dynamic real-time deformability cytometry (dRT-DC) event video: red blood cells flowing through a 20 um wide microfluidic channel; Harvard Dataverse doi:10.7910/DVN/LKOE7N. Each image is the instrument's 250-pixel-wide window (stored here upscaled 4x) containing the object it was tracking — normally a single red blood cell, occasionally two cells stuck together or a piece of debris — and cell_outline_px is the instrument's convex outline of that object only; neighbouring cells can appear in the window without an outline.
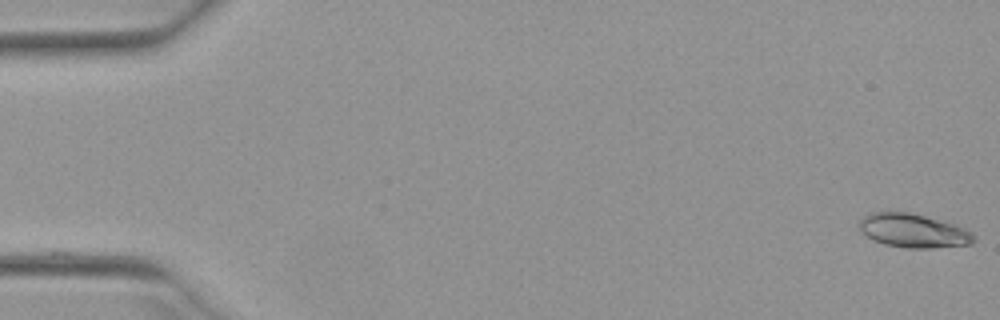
{"species": "Egyptian fruit bat (a non-hibernating species)", "species_latin": "Rousettus aegyptiacus", "temperature_condition": "warm", "stored_images_in_passage": 52, "camera_frame_rate_fps": 3000, "um_per_image_px": 0.085, "animal": {"sex": "female"}, "frame": {"image": 1, "passage_image": 1, "time_ms": 0.0, "image_size_px": [1000, 320], "cell_outline_px": [[976, 240], [972, 244], [932, 248], [908, 248], [884, 244], [868, 236], [856, 224], [868, 212], [908, 212], [956, 224], [972, 232], [976, 236]], "centroid_in_image_um": [77.67, 19.61], "position_along_channel_um": 7.3, "area_um2": 22.54}}
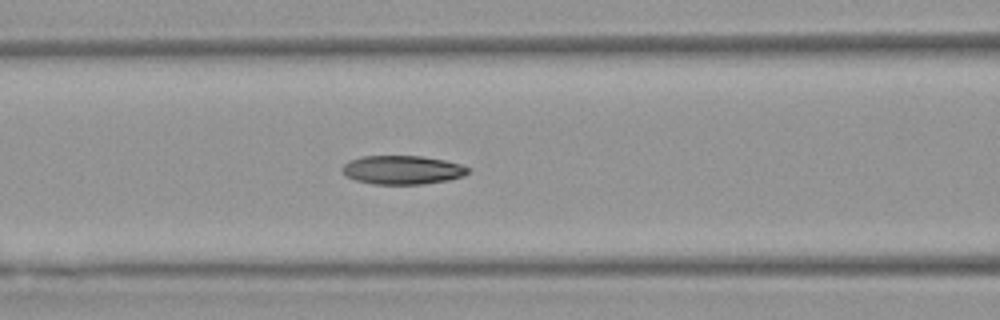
{"frame": {"image": 2, "passage_image": 22, "time_ms": 7.0, "image_size_px": [1000, 320], "cell_outline_px": [[472, 168], [464, 176], [448, 180], [424, 184], [372, 184], [356, 180], [344, 176], [340, 168], [348, 160], [364, 156], [420, 156], [444, 160], [460, 164]], "centroid_in_image_um": [34.18, 14.44], "position_along_channel_um": 132.4, "area_um2": 21.27}}
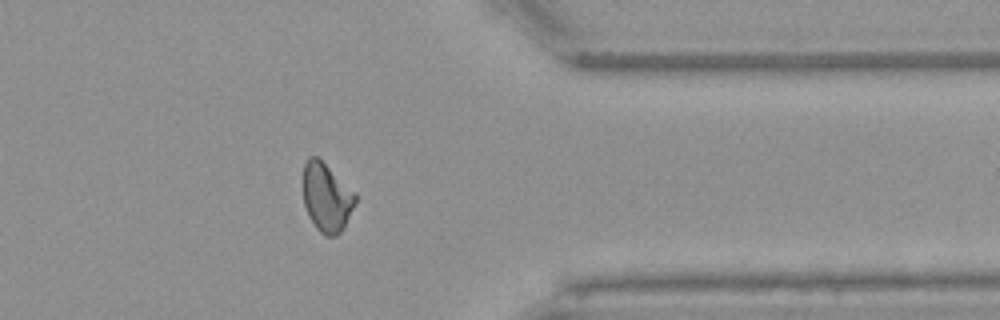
{"frame": {"image": 3, "passage_image": 42, "time_ms": 13.667, "image_size_px": [1000, 320], "cell_outline_px": [[356, 200], [344, 228], [336, 236], [324, 236], [316, 228], [308, 216], [304, 204], [304, 164], [308, 156], [316, 156], [356, 192]], "centroid_in_image_um": [27.76, 16.8], "position_along_channel_um": 383.6, "area_um2": 20.81}, "authors_computed_cell_mechanics": {"area_um2": 21.2993, "velocity_mm_per_s": 3.9597, "shape_relaxation_time_tau1_ms": 9.1696, "shape_relaxation_time_tau2_ms": 3.0231, "deformation_change_tau1": 0.2336, "deformation_change_tau2": 0.0912}}